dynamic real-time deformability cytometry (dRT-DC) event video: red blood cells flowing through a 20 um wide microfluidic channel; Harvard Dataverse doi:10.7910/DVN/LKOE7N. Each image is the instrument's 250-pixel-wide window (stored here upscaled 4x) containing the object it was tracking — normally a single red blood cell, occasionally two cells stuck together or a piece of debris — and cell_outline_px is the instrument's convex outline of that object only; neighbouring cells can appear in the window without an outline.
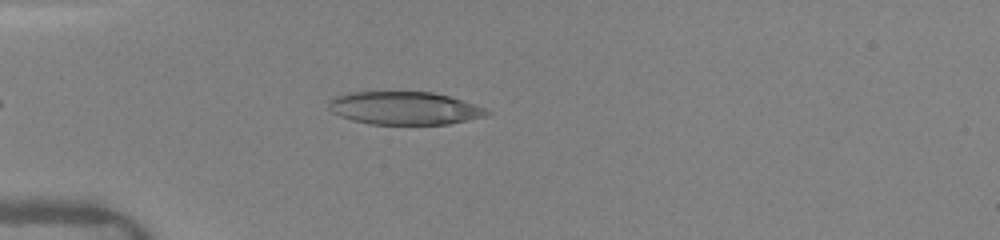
{"species": "human", "species_latin": "Homo sapiens", "temperature_condition": "warm", "stored_images_in_passage": 5, "camera_frame_rate_fps": 3000, "um_per_image_px": 0.085, "donor": {"sex": "female"}, "frame": {"image": 1, "passage_image": 2, "time_ms": 0.667, "image_size_px": [1000, 240], "cell_outline_px": [[492, 112], [484, 116], [448, 124], [372, 124], [352, 120], [340, 116], [332, 112], [328, 108], [328, 100], [336, 96], [348, 92], [432, 92], [448, 96], [484, 108]], "centroid_in_image_um": [34.31, 9.19], "position_along_channel_um": 50.7, "area_um2": 30.11}}
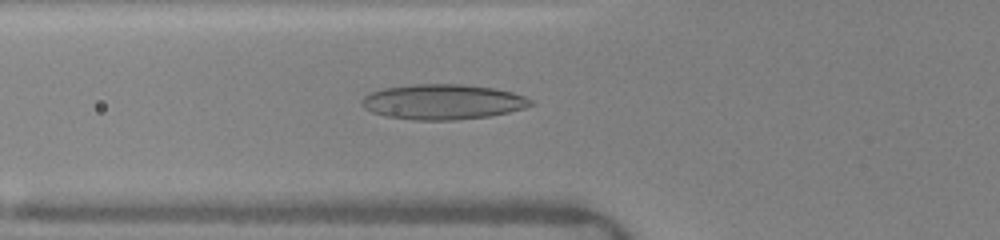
{"frame": {"image": 2, "passage_image": 4, "time_ms": 2.0, "image_size_px": [1000, 240], "cell_outline_px": [[536, 104], [524, 108], [508, 112], [488, 116], [452, 120], [412, 120], [388, 116], [372, 112], [364, 108], [360, 104], [360, 100], [368, 92], [384, 88], [412, 84], [464, 84], [492, 88], [512, 92], [524, 96], [532, 100]], "centroid_in_image_um": [37.61, 8.65], "position_along_channel_um": 88.2, "area_um2": 34.74}}